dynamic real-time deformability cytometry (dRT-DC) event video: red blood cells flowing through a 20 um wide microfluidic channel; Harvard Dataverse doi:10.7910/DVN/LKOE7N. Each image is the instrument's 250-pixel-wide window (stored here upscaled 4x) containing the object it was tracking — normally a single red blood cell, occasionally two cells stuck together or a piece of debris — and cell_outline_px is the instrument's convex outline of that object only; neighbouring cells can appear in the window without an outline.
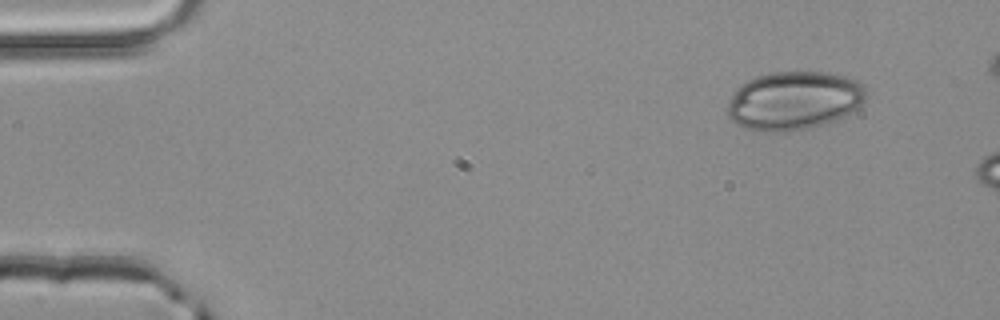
{"species": "common noctule bat (a hibernating species)", "species_latin": "Nyctalus noctula", "temperature_condition": "room temperature", "stored_images_in_passage": 9, "camera_frame_rate_fps": 3000, "um_per_image_px": 0.085, "animal": {"sex": "male", "body_mass_g": 20.4}, "frame": {"image": 1, "passage_image": 1, "time_ms": 0.0, "image_size_px": [1000, 320], "cell_outline_px": [[868, 96], [852, 112], [836, 120], [788, 132], [772, 132], [744, 128], [736, 124], [728, 116], [728, 100], [736, 88], [744, 80], [756, 76], [772, 72], [824, 72], [844, 76], [856, 80], [864, 84]], "centroid_in_image_um": [67.47, 8.54], "position_along_channel_um": 17.5, "area_um2": 47.45}}